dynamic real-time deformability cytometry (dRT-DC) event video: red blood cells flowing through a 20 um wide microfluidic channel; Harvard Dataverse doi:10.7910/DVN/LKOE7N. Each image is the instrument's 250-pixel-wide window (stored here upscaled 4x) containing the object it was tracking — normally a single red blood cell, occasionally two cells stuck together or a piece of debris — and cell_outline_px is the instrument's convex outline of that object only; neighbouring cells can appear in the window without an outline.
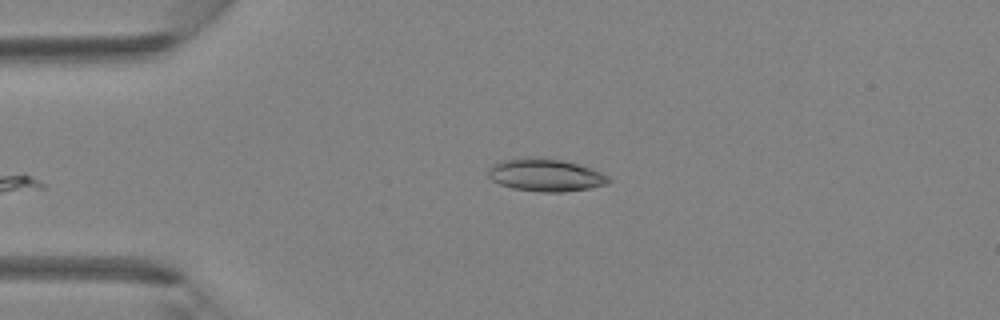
{"species": "Egyptian fruit bat (a non-hibernating species)", "species_latin": "Rousettus aegyptiacus", "temperature_condition": "room temperature", "stored_images_in_passage": 32, "camera_frame_rate_fps": 3000, "um_per_image_px": 0.085, "animal": {"sex": "female"}, "frame": {"image": 1, "passage_image": 1, "time_ms": 0.0, "image_size_px": [1000, 320], "cell_outline_px": [[612, 180], [608, 184], [588, 188], [564, 192], [540, 192], [512, 188], [500, 184], [492, 180], [488, 176], [488, 168], [492, 164], [500, 160], [528, 156], [560, 160], [592, 168], [608, 176]], "centroid_in_image_um": [46.34, 14.87], "position_along_channel_um": 38.7, "area_um2": 23.0}}
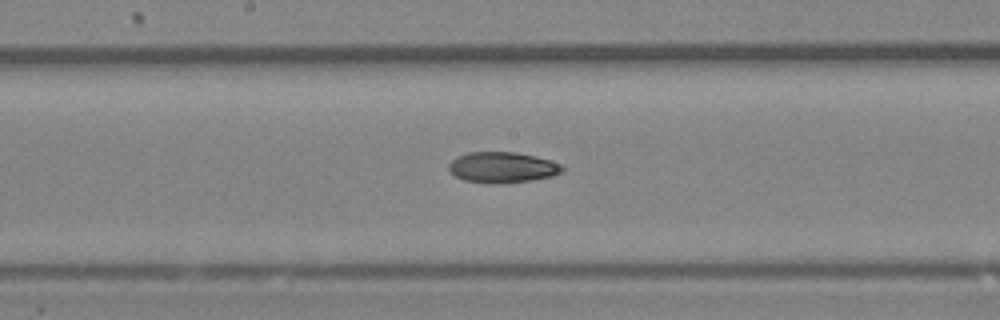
{"frame": {"image": 2, "passage_image": 14, "time_ms": 4.333, "image_size_px": [1000, 320], "cell_outline_px": [[564, 172], [552, 176], [532, 180], [464, 180], [448, 172], [448, 164], [456, 156], [468, 152], [516, 152], [536, 156], [560, 164], [564, 168]], "centroid_in_image_um": [42.7, 14.16], "position_along_channel_um": 205.5, "area_um2": 19.48}}
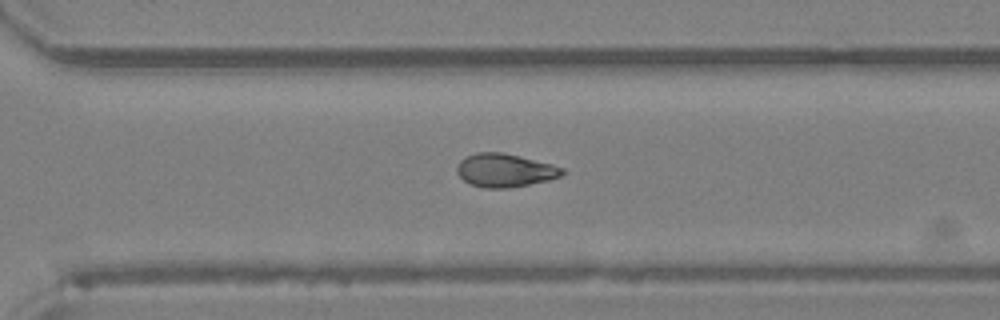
{"frame": {"image": 3, "passage_image": 22, "time_ms": 7.0, "image_size_px": [1000, 320], "cell_outline_px": [[568, 172], [560, 176], [548, 180], [508, 188], [484, 188], [472, 184], [464, 180], [456, 172], [456, 168], [460, 160], [476, 152], [500, 152], [552, 164], [564, 168]], "centroid_in_image_um": [42.92, 14.48], "position_along_channel_um": 327.7, "area_um2": 20.29}}